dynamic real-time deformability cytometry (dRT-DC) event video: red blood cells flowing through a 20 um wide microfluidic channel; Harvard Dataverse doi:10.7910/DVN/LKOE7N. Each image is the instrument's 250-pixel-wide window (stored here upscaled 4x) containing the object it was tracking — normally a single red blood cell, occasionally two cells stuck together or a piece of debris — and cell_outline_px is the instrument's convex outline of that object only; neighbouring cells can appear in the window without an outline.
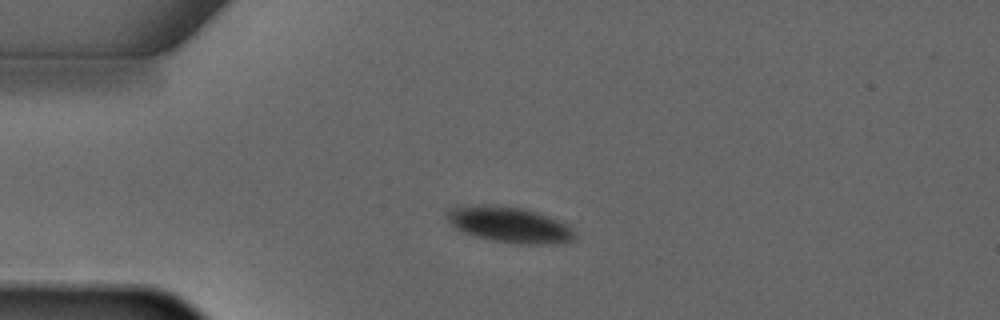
{"species": "common noctule bat (a hibernating species)", "species_latin": "Nyctalus noctula", "temperature_condition": "warm", "stored_images_in_passage": 5, "camera_frame_rate_fps": 3000, "um_per_image_px": 0.085, "animal": {"sex": "male", "forearm_length_mm": 52.5}, "frame": {"image": 1, "passage_image": 4, "time_ms": 3.667, "image_size_px": [1000, 320], "cell_outline_px": [[576, 240], [556, 244], [520, 244], [492, 240], [476, 236], [464, 232], [456, 228], [448, 220], [448, 208], [480, 204], [492, 204], [520, 208], [536, 212], [568, 224], [576, 232]], "centroid_in_image_um": [43.36, 19.1], "position_along_channel_um": 41.6, "area_um2": 26.59}}
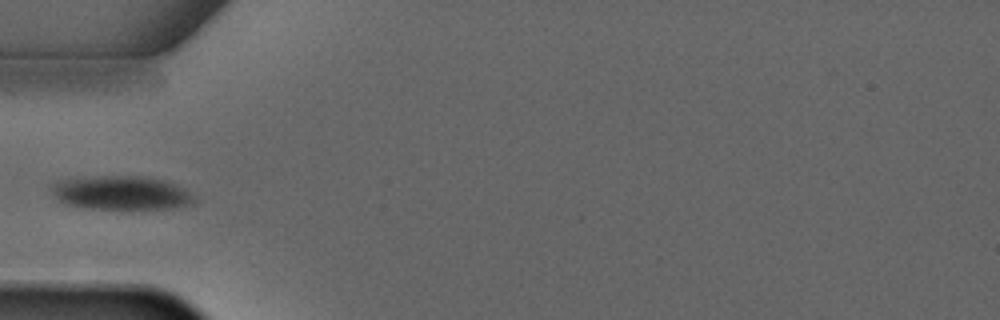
{"frame": {"image": 2, "passage_image": 5, "time_ms": 5.0, "image_size_px": [1000, 320], "cell_outline_px": [[196, 196], [192, 204], [168, 208], [84, 208], [64, 204], [48, 188], [56, 180], [84, 176], [144, 176], [164, 180]], "centroid_in_image_um": [10.2, 16.37], "position_along_channel_um": 74.8, "area_um2": 28.03}}